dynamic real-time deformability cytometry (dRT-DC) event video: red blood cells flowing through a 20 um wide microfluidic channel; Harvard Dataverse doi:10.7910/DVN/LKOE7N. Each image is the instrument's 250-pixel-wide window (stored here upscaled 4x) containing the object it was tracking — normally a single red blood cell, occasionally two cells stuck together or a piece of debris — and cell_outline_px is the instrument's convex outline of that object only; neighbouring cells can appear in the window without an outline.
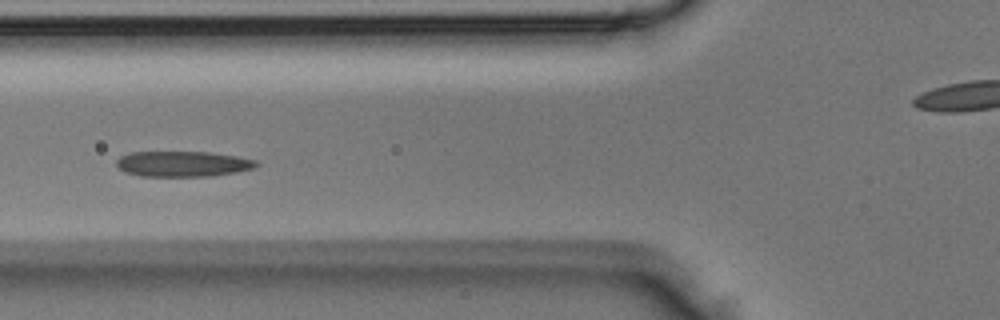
{"species": "Egyptian fruit bat (a non-hibernating species)", "species_latin": "Rousettus aegyptiacus", "temperature_condition": "room temperature", "stored_images_in_passage": 3, "camera_frame_rate_fps": 3000, "um_per_image_px": 0.085, "animal": {"sex": "male"}, "frame": {"image": 1, "passage_image": 3, "time_ms": 0.667, "image_size_px": [1000, 320], "cell_outline_px": [[260, 164], [252, 168], [236, 172], [212, 176], [140, 176], [124, 172], [116, 164], [116, 160], [120, 156], [128, 152], [208, 152], [236, 156], [256, 160]], "centroid_in_image_um": [15.51, 13.93], "position_along_channel_um": 110.3, "area_um2": 20.81}}